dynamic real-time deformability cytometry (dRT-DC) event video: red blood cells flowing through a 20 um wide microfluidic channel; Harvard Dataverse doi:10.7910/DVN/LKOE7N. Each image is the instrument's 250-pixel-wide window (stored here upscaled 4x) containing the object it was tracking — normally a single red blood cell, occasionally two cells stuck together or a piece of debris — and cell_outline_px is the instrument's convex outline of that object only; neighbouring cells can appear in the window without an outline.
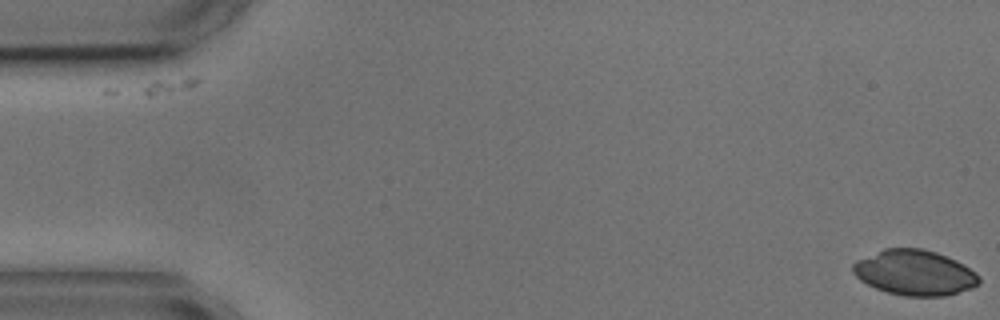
{"species": "common noctule bat (a hibernating species)", "species_latin": "Nyctalus noctula", "temperature_condition": "cold", "stored_images_in_passage": 6, "camera_frame_rate_fps": 3000, "um_per_image_px": 0.085, "animal": {"sex": "male", "body_mass_g": 17.9, "forearm_length_mm": 54.2}, "frame": {"image": 1, "passage_image": 1, "time_ms": 0.0, "image_size_px": [1000, 320], "cell_outline_px": [[980, 284], [972, 288], [944, 296], [904, 296], [888, 292], [876, 288], [860, 280], [852, 272], [852, 264], [856, 260], [884, 248], [924, 248], [936, 252], [956, 260], [964, 264], [976, 272], [980, 276]], "centroid_in_image_um": [77.76, 23.17], "position_along_channel_um": 7.2, "area_um2": 33.47}}